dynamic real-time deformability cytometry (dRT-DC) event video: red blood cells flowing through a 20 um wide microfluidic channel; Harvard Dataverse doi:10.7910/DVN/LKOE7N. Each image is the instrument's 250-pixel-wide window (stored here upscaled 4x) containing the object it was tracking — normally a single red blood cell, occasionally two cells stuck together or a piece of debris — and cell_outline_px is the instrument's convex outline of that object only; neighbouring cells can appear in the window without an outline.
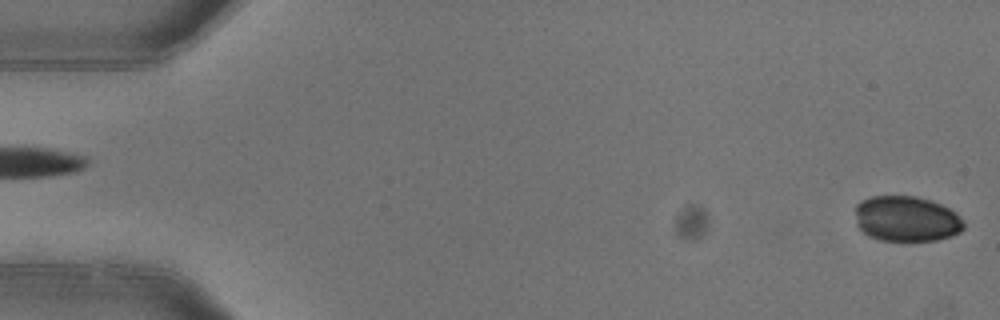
{"species": "common noctule bat (a hibernating species)", "species_latin": "Nyctalus noctula", "temperature_condition": "warm", "stored_images_in_passage": 5, "segment_of_instrument_passage": [2, 2], "camera_frame_rate_fps": 3000, "um_per_image_px": 0.085, "animal": {"sex": "female"}, "frame": {"image": 1, "passage_image": 5, "time_ms": 1.333, "image_size_px": [1000, 320], "cell_outline_px": [[964, 228], [960, 232], [952, 236], [936, 240], [880, 240], [868, 236], [856, 224], [856, 204], [860, 200], [872, 196], [916, 196], [940, 204], [956, 212], [964, 224]], "centroid_in_image_um": [77.03, 18.59], "position_along_channel_um": 8.0, "area_um2": 28.73}}